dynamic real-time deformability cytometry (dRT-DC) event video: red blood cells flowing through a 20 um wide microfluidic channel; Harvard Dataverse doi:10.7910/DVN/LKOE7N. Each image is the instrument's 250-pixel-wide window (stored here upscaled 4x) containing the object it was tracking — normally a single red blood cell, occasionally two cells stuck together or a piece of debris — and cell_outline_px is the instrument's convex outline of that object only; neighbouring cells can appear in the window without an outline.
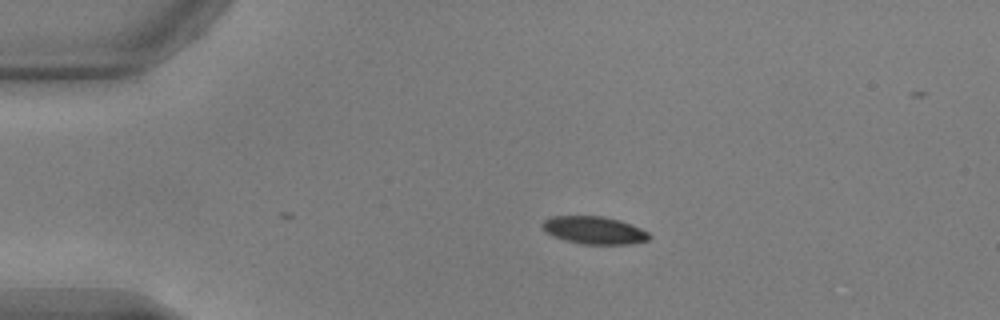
{"species": "common noctule bat (a hibernating species)", "species_latin": "Nyctalus noctula", "temperature_condition": "warm", "stored_images_in_passage": 32, "camera_frame_rate_fps": 3000, "um_per_image_px": 0.085, "animal": {"sex": "male", "body_mass_g": 17.9, "forearm_length_mm": 54.2}, "frame": {"image": 1, "passage_image": 1, "time_ms": 0.0, "image_size_px": [1000, 320], "cell_outline_px": [[652, 236], [648, 240], [628, 244], [584, 244], [564, 240], [552, 236], [540, 228], [540, 224], [544, 220], [552, 216], [604, 216], [620, 220], [632, 224], [648, 232]], "centroid_in_image_um": [50.47, 19.56], "position_along_channel_um": 34.5, "area_um2": 17.4}}
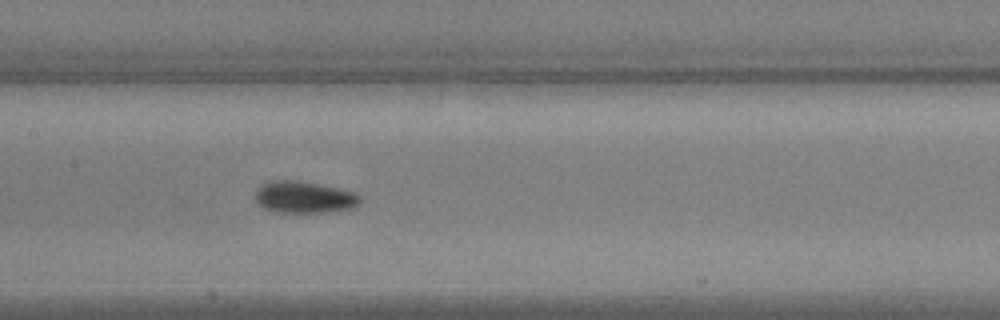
{"frame": {"image": 2, "passage_image": 16, "time_ms": 5.0, "image_size_px": [1000, 320], "cell_outline_px": [[360, 204], [352, 208], [324, 212], [272, 212], [264, 208], [256, 200], [256, 188], [268, 180], [296, 180], [320, 184], [356, 192], [360, 196]], "centroid_in_image_um": [25.84, 16.75], "position_along_channel_um": 181.6, "area_um2": 19.54}}
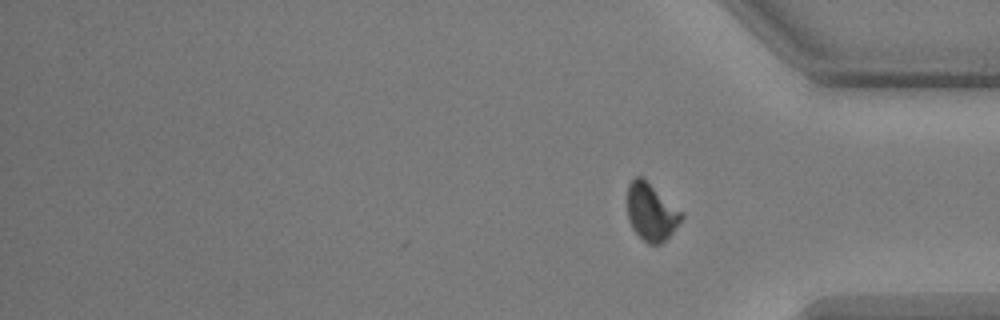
{"frame": {"image": 3, "passage_image": 32, "time_ms": 10.333, "image_size_px": [1000, 320], "cell_outline_px": [[684, 216], [672, 232], [660, 244], [648, 244], [632, 228], [628, 220], [628, 184], [636, 176], [640, 176], [680, 212]], "centroid_in_image_um": [55.31, 18.05], "position_along_channel_um": 379.9, "area_um2": 17.22}, "authors_computed_cell_mechanics": {"area_um2": 18.9295, "velocity_mm_per_s": 3.8323, "shape_relaxation_time_tau1_ms": 2.55, "shape_relaxation_time_tau2_ms": 1.418, "deformation_change_tau1": 0.1411, "deformation_change_tau2": 0.0614}}